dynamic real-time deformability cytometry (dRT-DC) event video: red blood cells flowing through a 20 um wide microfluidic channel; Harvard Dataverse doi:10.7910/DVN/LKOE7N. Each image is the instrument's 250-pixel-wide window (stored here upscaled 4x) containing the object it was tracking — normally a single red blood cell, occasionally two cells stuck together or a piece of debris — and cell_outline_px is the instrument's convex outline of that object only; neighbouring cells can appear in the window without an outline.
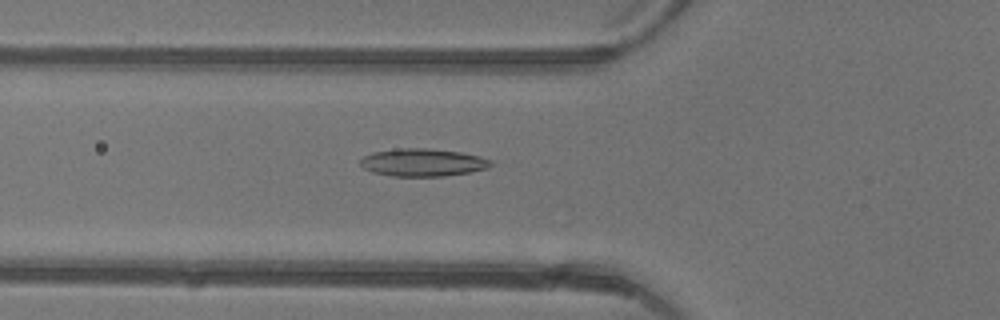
{"species": "common noctule bat (a hibernating species)", "species_latin": "Nyctalus noctula", "temperature_condition": "warm", "stored_images_in_passage": 48, "camera_frame_rate_fps": 3000, "um_per_image_px": 0.085, "animal": {"sex": "female"}, "frame": {"image": 1, "passage_image": 18, "time_ms": 5.667, "image_size_px": [1000, 320], "cell_outline_px": [[492, 164], [488, 168], [472, 172], [444, 176], [392, 176], [372, 172], [364, 168], [360, 164], [360, 160], [364, 156], [372, 152], [396, 148], [428, 148], [460, 152], [480, 156], [492, 160]], "centroid_in_image_um": [35.94, 13.8], "position_along_channel_um": 89.9, "area_um2": 21.21}}
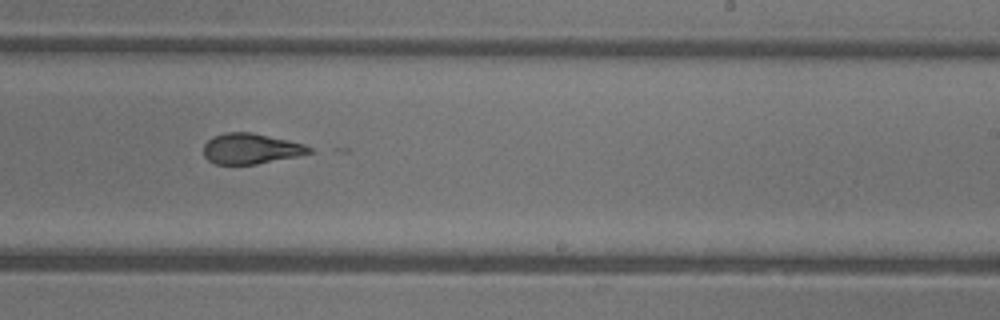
{"frame": {"image": 2, "passage_image": 30, "time_ms": 9.667, "image_size_px": [1000, 320], "cell_outline_px": [[312, 152], [296, 156], [256, 164], [216, 164], [208, 160], [204, 156], [204, 144], [212, 136], [224, 132], [252, 132], [288, 140], [304, 144], [312, 148]], "centroid_in_image_um": [21.29, 12.62], "position_along_channel_um": 267.7, "area_um2": 18.73}}
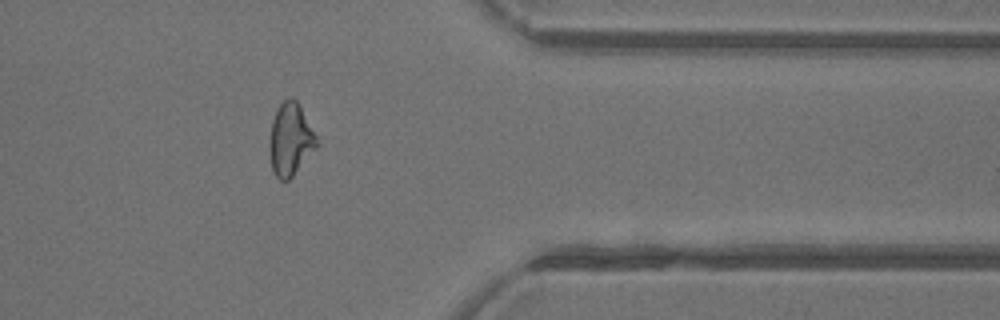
{"frame": {"image": 3, "passage_image": 39, "time_ms": 12.667, "image_size_px": [1000, 320], "cell_outline_px": [[320, 144], [292, 176], [288, 180], [280, 180], [276, 176], [272, 168], [268, 152], [268, 140], [272, 120], [276, 108], [288, 96], [292, 96], [296, 100], [316, 136]], "centroid_in_image_um": [24.65, 11.84], "position_along_channel_um": 386.7, "area_um2": 20.06}, "authors_computed_cell_mechanics": {"area_um2": 20.4323, "velocity_mm_per_s": 4.4357, "shape_relaxation_time_tau1_ms": null, "shape_relaxation_time_tau2_ms": 2.0382, "deformation_change_tau1": null, "deformation_change_tau2": 0.1119}}